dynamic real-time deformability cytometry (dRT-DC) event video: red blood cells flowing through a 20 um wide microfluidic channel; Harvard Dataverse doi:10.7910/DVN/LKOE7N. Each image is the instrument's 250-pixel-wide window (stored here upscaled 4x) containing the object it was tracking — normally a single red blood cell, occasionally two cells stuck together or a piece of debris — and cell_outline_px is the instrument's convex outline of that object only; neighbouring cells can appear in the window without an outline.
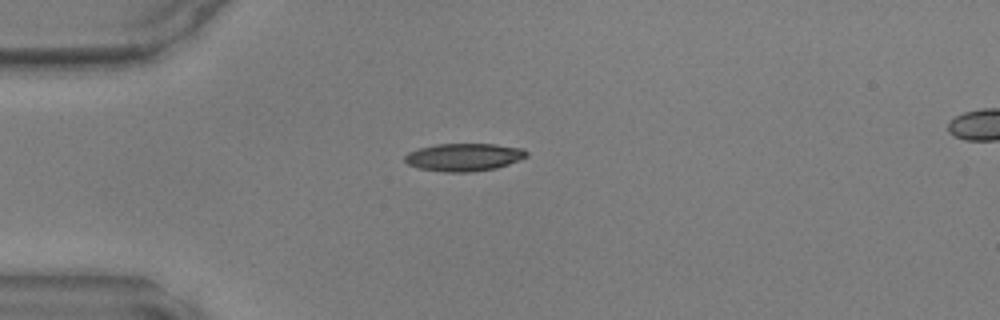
{"species": "common noctule bat (a hibernating species)", "species_latin": "Nyctalus noctula", "temperature_condition": "warm", "stored_images_in_passage": 36, "camera_frame_rate_fps": 3000, "um_per_image_px": 0.085, "animal": {"sex": "male", "body_mass_g": 17.9, "forearm_length_mm": 54.2}, "frame": {"image": 1, "passage_image": 1, "time_ms": 0.0, "image_size_px": [1000, 320], "cell_outline_px": [[528, 156], [508, 164], [496, 168], [472, 172], [444, 172], [416, 168], [408, 164], [404, 160], [404, 156], [408, 152], [420, 148], [436, 144], [496, 144], [524, 148], [528, 152]], "centroid_in_image_um": [39.43, 13.36], "position_along_channel_um": 45.6, "area_um2": 19.83}}
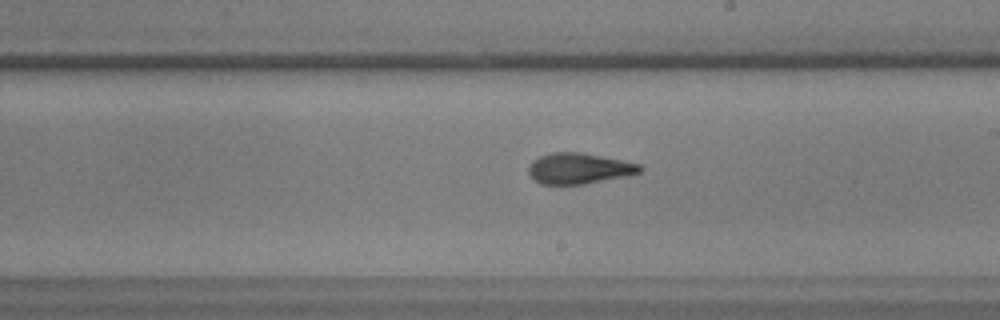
{"frame": {"image": 2, "passage_image": 16, "time_ms": 5.0, "image_size_px": [1000, 320], "cell_outline_px": [[644, 168], [640, 172], [624, 176], [584, 184], [540, 184], [528, 172], [528, 168], [532, 160], [540, 156], [552, 152], [580, 152], [640, 164]], "centroid_in_image_um": [49.19, 14.31], "position_along_channel_um": 239.8, "area_um2": 19.71}}
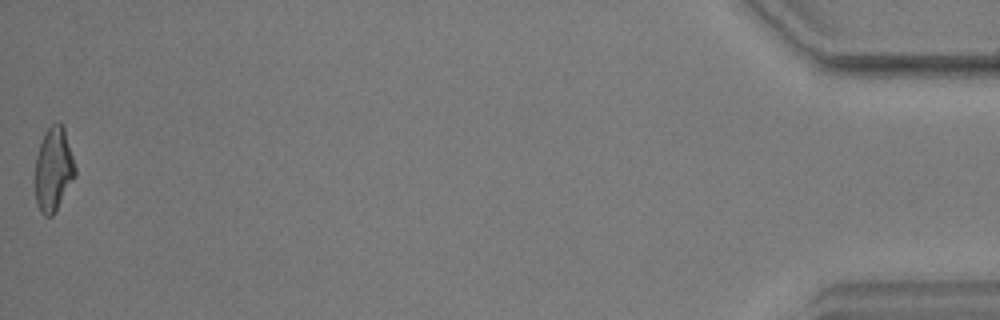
{"frame": {"image": 3, "passage_image": 36, "time_ms": 11.667, "image_size_px": [1000, 320], "cell_outline_px": [[76, 176], [52, 216], [44, 216], [40, 212], [36, 204], [36, 156], [44, 132], [52, 124], [60, 124], [64, 128], [76, 168]], "centroid_in_image_um": [4.55, 14.42], "position_along_channel_um": 430.7, "area_um2": 19.31}}